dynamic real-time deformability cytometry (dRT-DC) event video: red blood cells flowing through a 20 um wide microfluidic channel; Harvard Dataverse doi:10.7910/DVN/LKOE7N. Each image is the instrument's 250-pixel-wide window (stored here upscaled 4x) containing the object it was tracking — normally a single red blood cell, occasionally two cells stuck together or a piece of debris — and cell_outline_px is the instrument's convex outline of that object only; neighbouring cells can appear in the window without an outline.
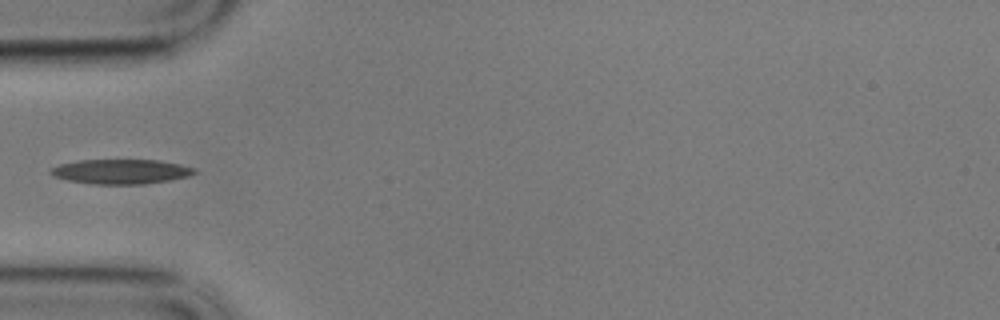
{"species": "common noctule bat (a hibernating species)", "species_latin": "Nyctalus noctula", "temperature_condition": "cold", "stored_images_in_passage": 41, "camera_frame_rate_fps": 3000, "um_per_image_px": 0.085, "animal": {"sex": "male", "body_mass_g": 17.9}, "frame": {"image": 1, "passage_image": 1, "time_ms": 0.0, "image_size_px": [1000, 320], "cell_outline_px": [[196, 172], [188, 176], [172, 180], [144, 184], [92, 184], [68, 180], [52, 176], [48, 172], [52, 168], [60, 164], [76, 160], [156, 160], [180, 164], [196, 168]], "centroid_in_image_um": [10.27, 14.58], "position_along_channel_um": 74.7, "area_um2": 20.75}}
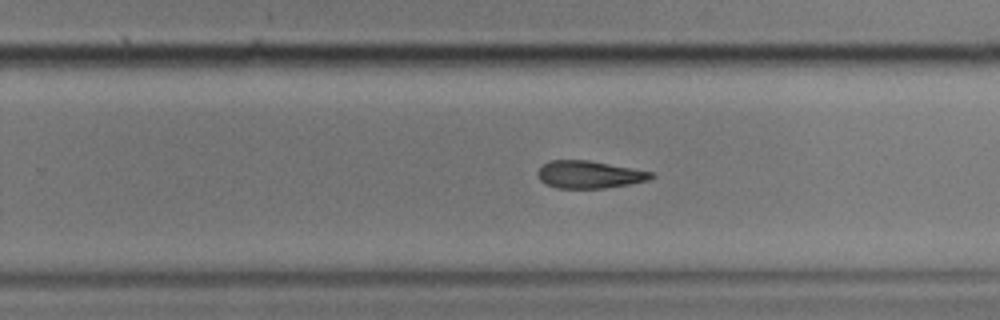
{"frame": {"image": 2, "passage_image": 19, "time_ms": 6.0, "image_size_px": [1000, 320], "cell_outline_px": [[656, 176], [648, 180], [628, 184], [604, 188], [556, 188], [544, 184], [540, 180], [536, 172], [548, 160], [588, 160], [652, 172]], "centroid_in_image_um": [50.05, 14.84], "position_along_channel_um": 279.8, "area_um2": 18.09}}
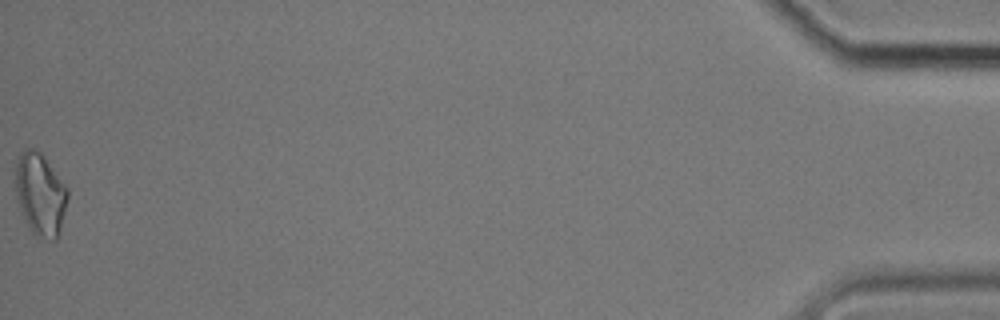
{"frame": {"image": 3, "passage_image": 41, "time_ms": 13.333, "image_size_px": [1000, 320], "cell_outline_px": [[68, 196], [60, 232], [56, 240], [52, 240], [36, 236], [32, 232], [16, 200], [16, 160], [20, 152], [24, 148], [36, 148], [44, 156], [68, 188]], "centroid_in_image_um": [3.43, 16.48], "position_along_channel_um": 431.8, "area_um2": 25.09}}